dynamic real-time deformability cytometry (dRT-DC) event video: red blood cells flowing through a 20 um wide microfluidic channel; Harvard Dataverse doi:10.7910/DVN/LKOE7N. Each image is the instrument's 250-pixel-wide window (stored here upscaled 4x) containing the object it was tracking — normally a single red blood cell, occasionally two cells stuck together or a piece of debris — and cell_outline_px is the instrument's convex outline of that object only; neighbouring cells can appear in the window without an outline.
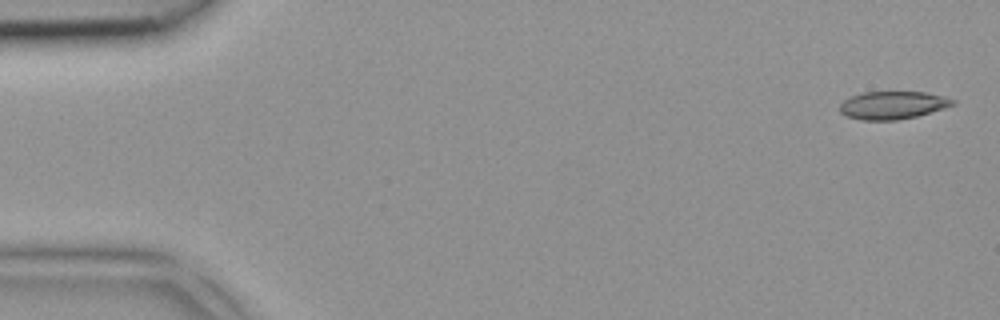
{"species": "common noctule bat (a hibernating species)", "species_latin": "Nyctalus noctula", "temperature_condition": "room temperature", "stored_images_in_passage": 5, "camera_frame_rate_fps": 3000, "um_per_image_px": 0.085, "animal": {"sex": "female", "body_mass_g": 18.4}, "frame": {"image": 1, "passage_image": 1, "time_ms": 0.0, "image_size_px": [1000, 320], "cell_outline_px": [[956, 104], [944, 108], [916, 116], [896, 120], [860, 120], [844, 116], [840, 112], [840, 104], [844, 100], [852, 96], [864, 92], [924, 92], [944, 96], [956, 100]], "centroid_in_image_um": [75.87, 8.94], "position_along_channel_um": 9.1, "area_um2": 18.32}}
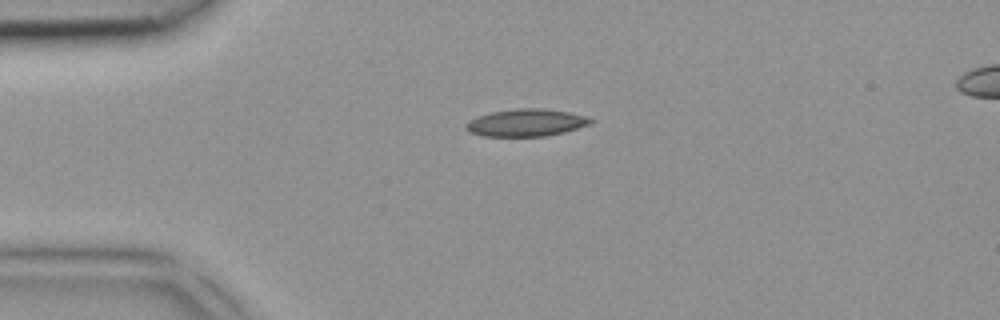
{"frame": {"image": 2, "passage_image": 3, "time_ms": 0.667, "image_size_px": [1000, 320], "cell_outline_px": [[596, 120], [592, 124], [564, 132], [544, 136], [484, 136], [468, 132], [464, 128], [464, 124], [468, 120], [476, 116], [492, 112], [516, 108], [544, 108], [568, 112], [588, 116]], "centroid_in_image_um": [44.72, 10.42], "position_along_channel_um": 40.3, "area_um2": 20.17}}